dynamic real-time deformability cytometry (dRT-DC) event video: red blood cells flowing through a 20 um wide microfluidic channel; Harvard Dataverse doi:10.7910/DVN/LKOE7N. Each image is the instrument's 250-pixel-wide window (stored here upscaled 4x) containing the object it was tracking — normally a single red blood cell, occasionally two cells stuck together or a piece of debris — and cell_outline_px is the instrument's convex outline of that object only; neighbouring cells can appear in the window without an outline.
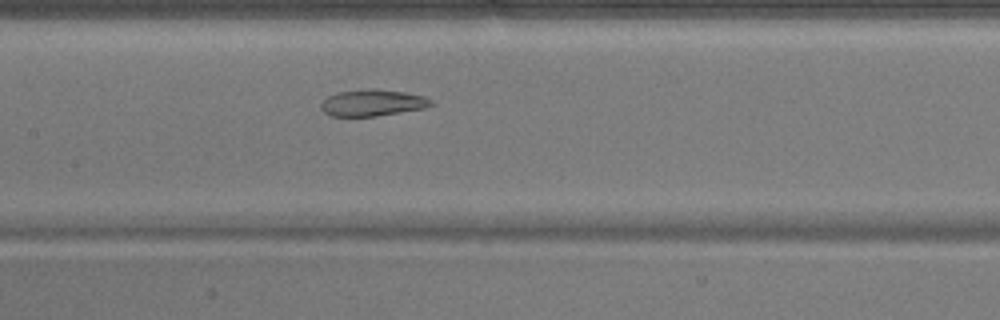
{"species": "common noctule bat (a hibernating species)", "species_latin": "Nyctalus noctula", "temperature_condition": "warm", "stored_images_in_passage": 47, "camera_frame_rate_fps": 3000, "um_per_image_px": 0.085, "animal": {"sex": "male", "body_mass_g": 17.9}, "frame": {"image": 1, "passage_image": 20, "time_ms": 6.333, "image_size_px": [1000, 320], "cell_outline_px": [[436, 104], [424, 108], [376, 116], [328, 116], [320, 108], [320, 104], [328, 96], [336, 92], [368, 88], [372, 88], [404, 92], [424, 96], [432, 100]], "centroid_in_image_um": [31.65, 8.73], "position_along_channel_um": 175.7, "area_um2": 17.17}}
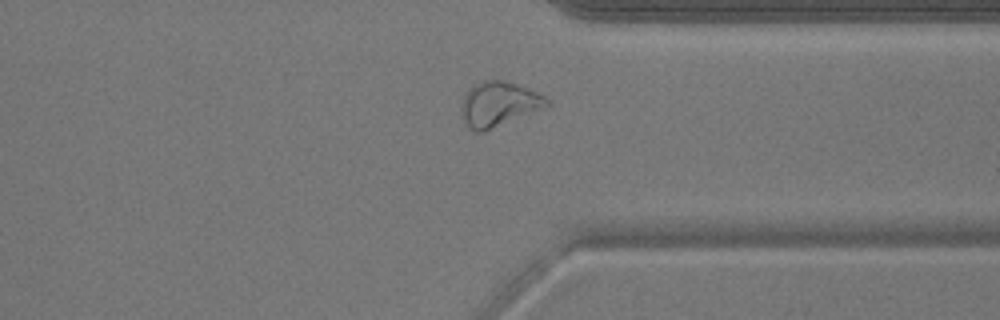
{"frame": {"image": 2, "passage_image": 35, "time_ms": 11.333, "image_size_px": [1000, 320], "cell_outline_px": [[548, 104], [544, 108], [484, 132], [476, 132], [464, 120], [460, 112], [460, 108], [464, 96], [468, 88], [484, 80], [504, 80], [528, 88], [544, 96], [548, 100]], "centroid_in_image_um": [42.37, 8.84], "position_along_channel_um": 369.0, "area_um2": 22.08}}
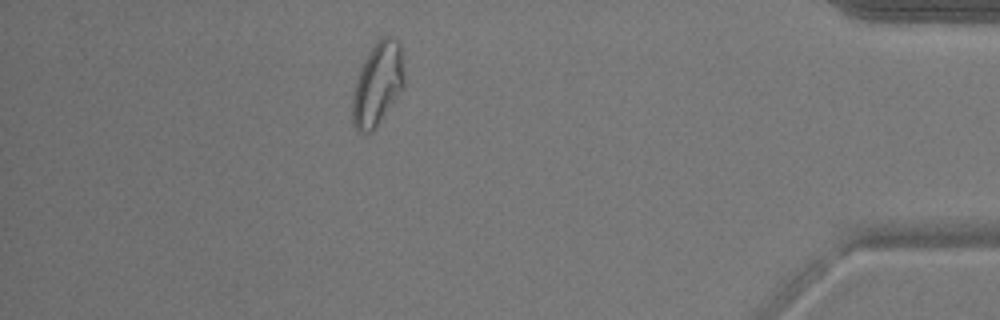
{"frame": {"image": 3, "passage_image": 41, "time_ms": 13.333, "image_size_px": [1000, 320], "cell_outline_px": [[404, 88], [372, 132], [360, 132], [352, 124], [352, 96], [356, 80], [364, 60], [368, 52], [376, 40], [380, 36], [388, 36], [396, 40], [400, 44], [404, 76]], "centroid_in_image_um": [32.09, 7.14], "position_along_channel_um": 403.1, "area_um2": 25.09}, "authors_computed_cell_mechanics": {"area_um2": 22.7154, "velocity_mm_per_s": 3.8886, "shape_relaxation_time_tau1_ms": null, "shape_relaxation_time_tau2_ms": 1.9912, "deformation_change_tau1": null, "deformation_change_tau2": 0.0943}}